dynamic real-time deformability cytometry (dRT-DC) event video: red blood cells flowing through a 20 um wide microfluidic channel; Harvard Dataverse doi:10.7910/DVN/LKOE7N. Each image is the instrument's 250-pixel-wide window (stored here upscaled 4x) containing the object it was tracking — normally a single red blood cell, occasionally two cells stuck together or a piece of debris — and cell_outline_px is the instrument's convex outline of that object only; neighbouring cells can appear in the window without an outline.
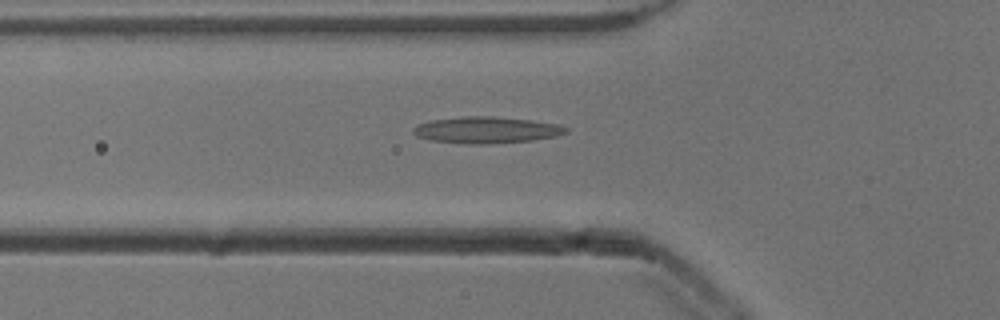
{"species": "common noctule bat (a hibernating species)", "species_latin": "Nyctalus noctula", "temperature_condition": "cold", "stored_images_in_passage": 23, "camera_frame_rate_fps": 3000, "um_per_image_px": 0.085, "animal": {"sex": "male", "body_mass_g": 13.3}, "frame": {"image": 1, "passage_image": 2, "time_ms": 0.333, "image_size_px": [1000, 320], "cell_outline_px": [[568, 132], [556, 136], [532, 140], [484, 144], [464, 144], [428, 140], [416, 136], [412, 132], [412, 128], [420, 124], [432, 120], [460, 116], [492, 116], [528, 120], [560, 124], [568, 128]], "centroid_in_image_um": [41.32, 11.05], "position_along_channel_um": 84.5, "area_um2": 23.64}}
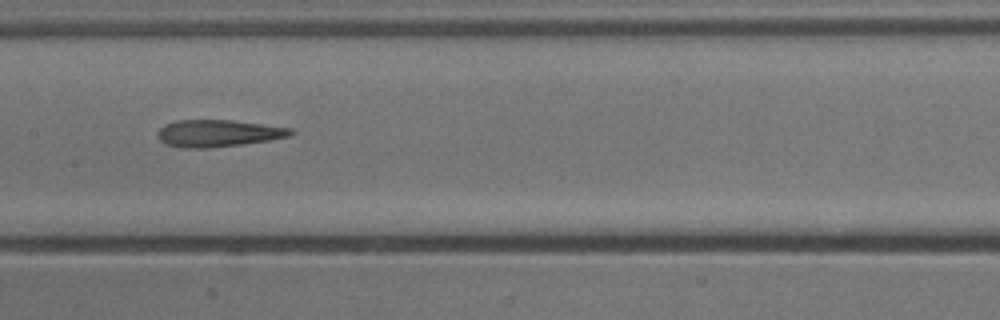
{"frame": {"image": 2, "passage_image": 10, "time_ms": 3.0, "image_size_px": [1000, 320], "cell_outline_px": [[296, 132], [292, 136], [268, 140], [240, 144], [208, 148], [184, 148], [164, 144], [160, 140], [160, 128], [164, 124], [176, 120], [232, 120], [292, 128]], "centroid_in_image_um": [18.57, 11.32], "position_along_channel_um": 188.8, "area_um2": 20.87}}
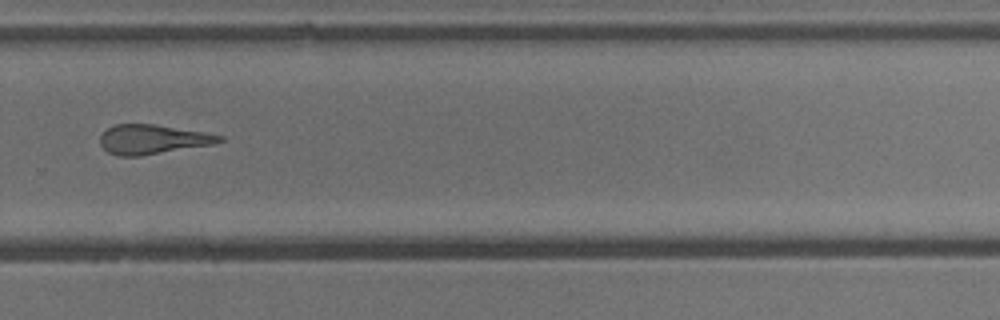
{"frame": {"image": 3, "passage_image": 20, "time_ms": 6.333, "image_size_px": [1000, 320], "cell_outline_px": [[224, 140], [212, 144], [140, 156], [120, 156], [108, 152], [100, 144], [100, 136], [108, 128], [116, 124], [156, 124], [224, 136]], "centroid_in_image_um": [12.94, 11.84], "position_along_channel_um": 316.9, "area_um2": 20.17}}